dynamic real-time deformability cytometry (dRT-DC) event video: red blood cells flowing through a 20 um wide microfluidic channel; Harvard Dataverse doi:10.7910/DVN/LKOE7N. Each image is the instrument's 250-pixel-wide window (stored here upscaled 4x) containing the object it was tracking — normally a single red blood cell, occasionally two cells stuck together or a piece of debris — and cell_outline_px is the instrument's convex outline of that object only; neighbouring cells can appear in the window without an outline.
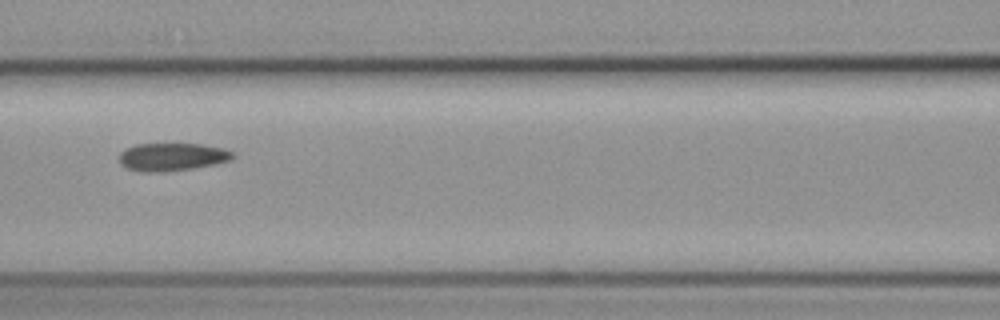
{"species": "common noctule bat (a hibernating species)", "species_latin": "Nyctalus noctula", "temperature_condition": "cold", "stored_images_in_passage": 15, "camera_frame_rate_fps": 3000, "um_per_image_px": 0.085, "animal": {"sex": "female", "body_mass_g": 19.3, "forearm_length_mm": 54.1}, "frame": {"image": 1, "passage_image": 7, "time_ms": 8.333, "image_size_px": [1000, 320], "cell_outline_px": [[236, 156], [232, 160], [216, 164], [192, 168], [164, 172], [144, 172], [128, 168], [120, 160], [120, 152], [124, 148], [136, 144], [200, 144], [224, 148], [232, 152]], "centroid_in_image_um": [14.67, 13.33], "position_along_channel_um": 151.9, "area_um2": 18.44}}
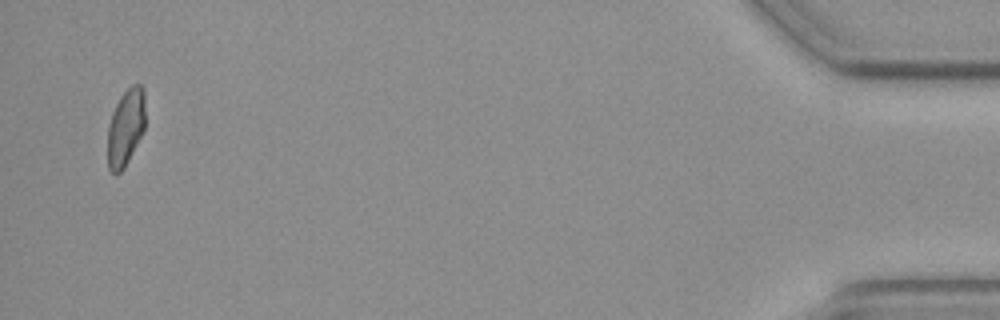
{"frame": {"image": 2, "passage_image": 15, "time_ms": 18.333, "image_size_px": [1000, 320], "cell_outline_px": [[144, 128], [124, 168], [120, 172], [112, 172], [108, 168], [108, 124], [112, 112], [120, 96], [132, 84], [140, 84], [144, 88]], "centroid_in_image_um": [10.67, 10.79], "position_along_channel_um": 424.5, "area_um2": 16.59}, "authors_computed_cell_mechanics": {"area_um2": 18.4382, "velocity_mm_per_s": 3.6311, "shape_relaxation_time_tau1_ms": null, "shape_relaxation_time_tau2_ms": 6.6033, "deformation_change_tau1": null, "deformation_change_tau2": 0.0826}}